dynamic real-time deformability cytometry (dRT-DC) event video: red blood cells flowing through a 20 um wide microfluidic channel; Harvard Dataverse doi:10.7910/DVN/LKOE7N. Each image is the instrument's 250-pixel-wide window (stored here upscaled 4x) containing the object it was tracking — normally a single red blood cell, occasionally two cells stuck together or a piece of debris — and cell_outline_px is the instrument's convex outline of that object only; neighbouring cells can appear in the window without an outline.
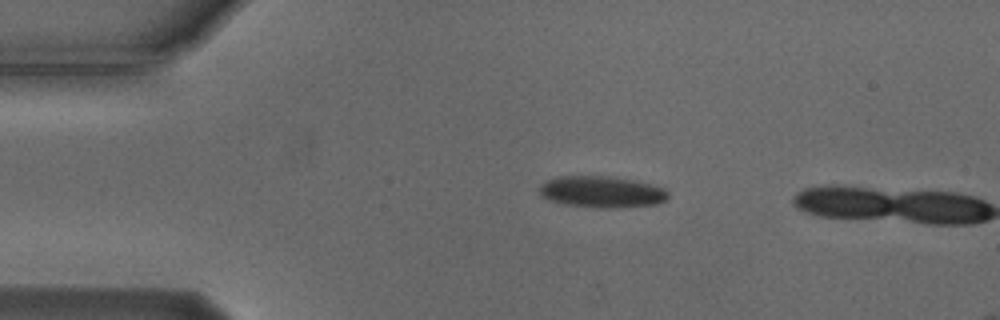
{"species": "Egyptian fruit bat (a non-hibernating species)", "species_latin": "Rousettus aegyptiacus", "temperature_condition": "cold", "stored_images_in_passage": 2, "camera_frame_rate_fps": 3000, "um_per_image_px": 0.085, "animal": {"sex": "male"}, "frame": {"image": 1, "passage_image": 1, "time_ms": 0.0, "image_size_px": [1000, 320], "cell_outline_px": [[668, 200], [656, 204], [608, 208], [600, 208], [568, 204], [552, 200], [540, 196], [540, 184], [556, 176], [608, 176], [632, 180], [652, 184], [664, 188], [668, 192]], "centroid_in_image_um": [51.17, 16.3], "position_along_channel_um": 33.8, "area_um2": 23.41}}